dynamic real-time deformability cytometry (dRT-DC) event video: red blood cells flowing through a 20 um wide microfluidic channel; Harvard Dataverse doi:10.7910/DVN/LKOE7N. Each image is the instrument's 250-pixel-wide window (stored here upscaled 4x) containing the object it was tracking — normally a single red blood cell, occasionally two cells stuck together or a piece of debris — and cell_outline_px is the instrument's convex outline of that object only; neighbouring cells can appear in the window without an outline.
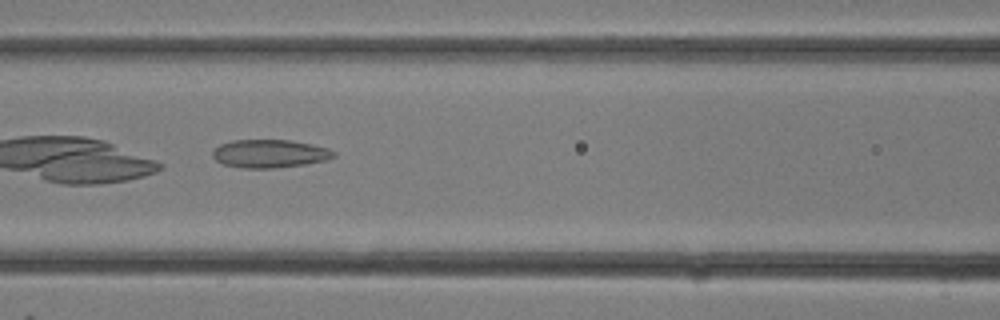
{"species": "common noctule bat (a hibernating species)", "species_latin": "Nyctalus noctula", "temperature_condition": "room temperature", "stored_images_in_passage": 28, "camera_frame_rate_fps": 3000, "um_per_image_px": 0.085, "animal": {"sex": "female"}, "frame": {"image": 1, "passage_image": 13, "time_ms": 4.0, "image_size_px": [1000, 320], "cell_outline_px": [[336, 156], [328, 160], [304, 164], [272, 168], [244, 168], [224, 164], [216, 160], [212, 156], [212, 152], [220, 144], [232, 140], [292, 140], [312, 144], [328, 148], [336, 152]], "centroid_in_image_um": [22.95, 13.05], "position_along_channel_um": 143.6, "area_um2": 19.88}}
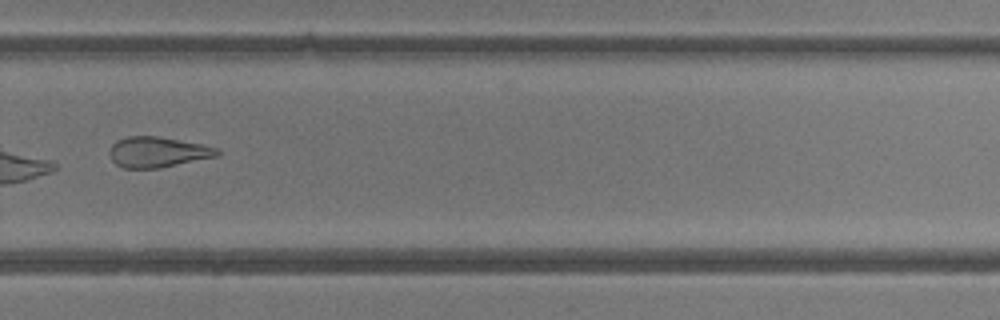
{"frame": {"image": 2, "passage_image": 20, "time_ms": 6.333, "image_size_px": [1000, 320], "cell_outline_px": [[220, 152], [216, 156], [160, 168], [124, 168], [116, 164], [112, 160], [108, 152], [112, 144], [116, 140], [128, 136], [156, 136], [200, 144], [220, 148]], "centroid_in_image_um": [13.36, 12.92], "position_along_channel_um": 316.4, "area_um2": 19.02}}